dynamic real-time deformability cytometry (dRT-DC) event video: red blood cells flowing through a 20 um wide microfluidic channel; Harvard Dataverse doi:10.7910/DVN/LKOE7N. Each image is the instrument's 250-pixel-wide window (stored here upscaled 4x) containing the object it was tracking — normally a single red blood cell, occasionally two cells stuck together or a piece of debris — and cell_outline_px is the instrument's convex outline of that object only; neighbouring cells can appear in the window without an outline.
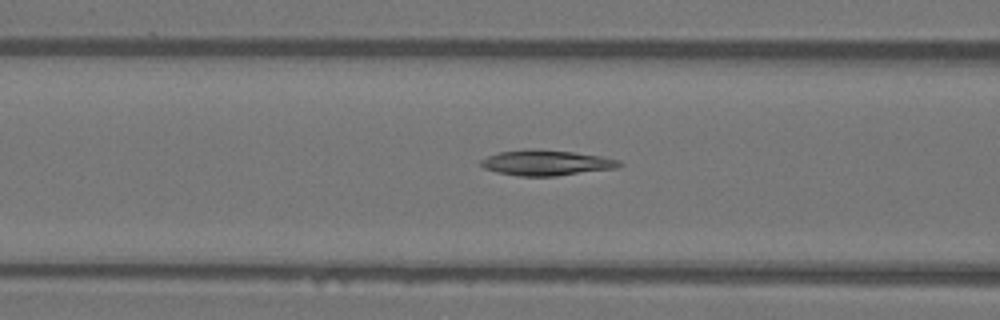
{"species": "Egyptian fruit bat (a non-hibernating species)", "species_latin": "Rousettus aegyptiacus", "temperature_condition": "warm", "stored_images_in_passage": 49, "camera_frame_rate_fps": 3000, "um_per_image_px": 0.085, "animal": {"sex": "female"}, "frame": {"image": 1, "passage_image": 20, "time_ms": 6.333, "image_size_px": [1000, 320], "cell_outline_px": [[624, 164], [616, 168], [556, 176], [516, 176], [496, 172], [484, 168], [480, 164], [480, 160], [488, 156], [500, 152], [572, 152], [600, 156], [620, 160]], "centroid_in_image_um": [46.48, 13.89], "position_along_channel_um": 120.1, "area_um2": 19.48}}
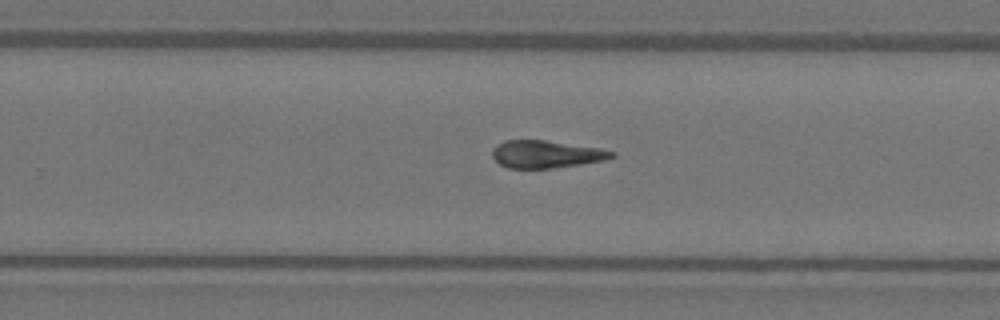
{"frame": {"image": 2, "passage_image": 32, "time_ms": 10.333, "image_size_px": [1000, 320], "cell_outline_px": [[616, 156], [604, 160], [580, 164], [552, 168], [508, 168], [500, 164], [492, 156], [492, 148], [504, 140], [544, 140], [600, 148], [616, 152]], "centroid_in_image_um": [46.42, 13.1], "position_along_channel_um": 283.4, "area_um2": 19.07}}
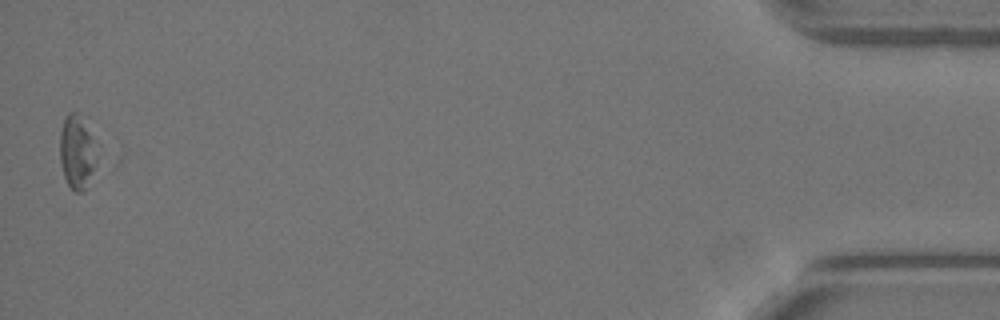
{"frame": {"image": 3, "passage_image": 49, "time_ms": 16.0, "image_size_px": [1000, 320], "cell_outline_px": [[100, 144], [96, 164], [84, 192], [76, 192], [68, 184], [64, 176], [60, 160], [60, 132], [64, 116], [68, 112], [80, 112]], "centroid_in_image_um": [6.61, 12.83], "position_along_channel_um": 428.6, "area_um2": 16.82}, "authors_computed_cell_mechanics": {"area_um2": 20.0566, "velocity_mm_per_s": 4.0989, "shape_relaxation_time_tau1_ms": 6.975, "shape_relaxation_time_tau2_ms": 10.2143, "deformation_change_tau1": 0.1974, "deformation_change_tau2": 0.2767}}